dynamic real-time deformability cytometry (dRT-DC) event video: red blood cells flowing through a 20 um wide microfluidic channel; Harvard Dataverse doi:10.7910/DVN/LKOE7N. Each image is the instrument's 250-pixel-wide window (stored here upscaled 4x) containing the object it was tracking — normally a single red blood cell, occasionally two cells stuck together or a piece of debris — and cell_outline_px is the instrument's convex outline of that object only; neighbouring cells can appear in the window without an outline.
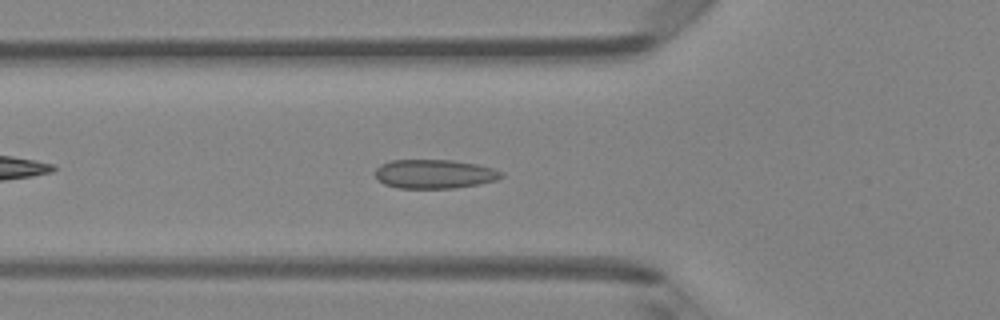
{"species": "Egyptian fruit bat (a non-hibernating species)", "species_latin": "Rousettus aegyptiacus", "temperature_condition": "room temperature", "stored_images_in_passage": 42, "camera_frame_rate_fps": 3000, "um_per_image_px": 0.085, "animal": {"sex": "female"}, "frame": {"image": 1, "passage_image": 10, "time_ms": 3.0, "image_size_px": [1000, 320], "cell_outline_px": [[504, 176], [496, 180], [480, 184], [452, 188], [396, 188], [384, 184], [376, 176], [376, 168], [380, 164], [392, 160], [452, 160], [476, 164], [492, 168], [504, 172]], "centroid_in_image_um": [36.94, 14.79], "position_along_channel_um": 88.9, "area_um2": 21.33}}
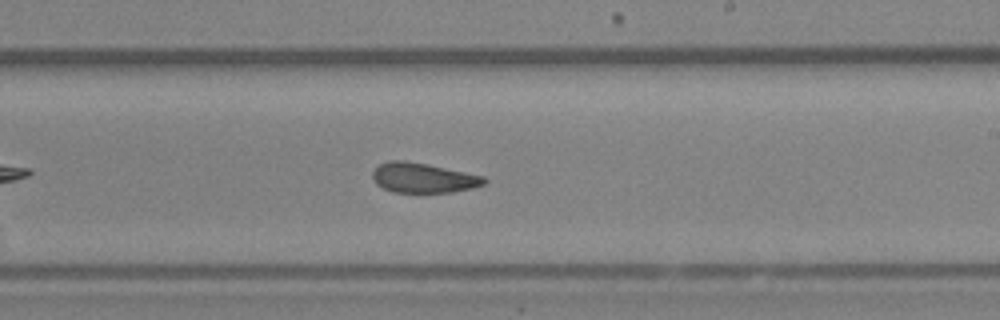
{"frame": {"image": 2, "passage_image": 22, "time_ms": 7.0, "image_size_px": [1000, 320], "cell_outline_px": [[488, 180], [484, 184], [472, 188], [452, 192], [392, 192], [376, 184], [372, 176], [372, 172], [380, 164], [388, 160], [404, 160], [428, 164], [484, 176]], "centroid_in_image_um": [35.97, 15.11], "position_along_channel_um": 253.0, "area_um2": 19.42}}
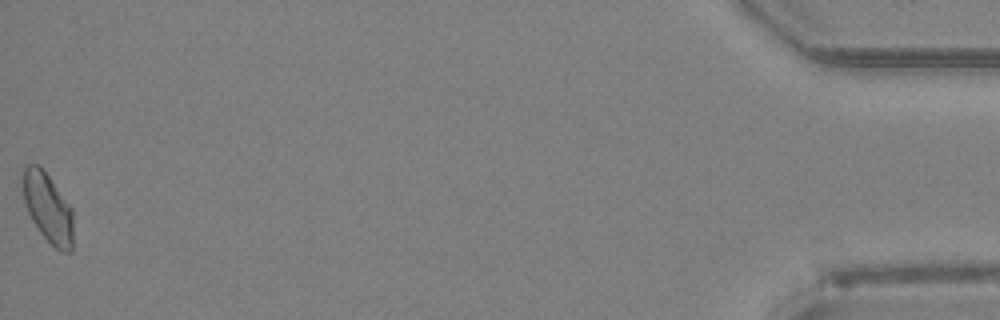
{"frame": {"image": 3, "passage_image": 42, "time_ms": 13.667, "image_size_px": [1000, 320], "cell_outline_px": [[72, 252], [60, 252], [40, 232], [32, 220], [24, 204], [20, 184], [24, 164], [36, 164], [48, 176], [72, 208]], "centroid_in_image_um": [4.02, 17.64], "position_along_channel_um": 431.2, "area_um2": 20.46}, "authors_computed_cell_mechanics": {"area_um2": 20.2589, "velocity_mm_per_s": 4.1278, "shape_relaxation_time_tau1_ms": null, "shape_relaxation_time_tau2_ms": 1.5767, "deformation_change_tau1": null, "deformation_change_tau2": 0.0687}}